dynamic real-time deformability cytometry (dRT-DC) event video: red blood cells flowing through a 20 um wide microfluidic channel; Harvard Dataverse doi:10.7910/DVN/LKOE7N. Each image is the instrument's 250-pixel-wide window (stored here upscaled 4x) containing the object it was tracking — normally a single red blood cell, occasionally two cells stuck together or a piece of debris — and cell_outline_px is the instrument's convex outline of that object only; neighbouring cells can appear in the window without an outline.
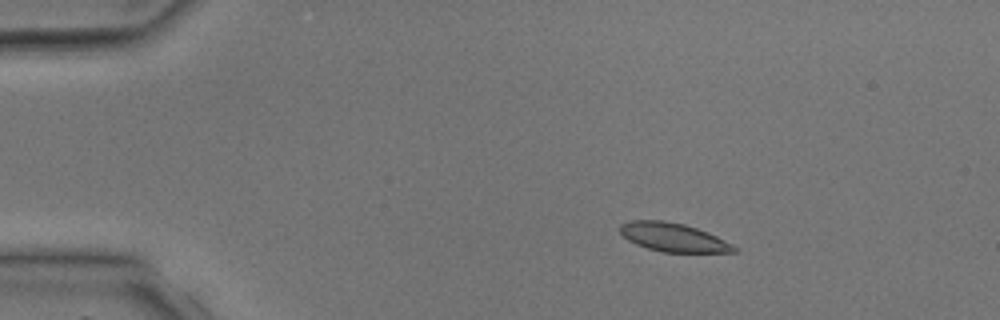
{"species": "common noctule bat (a hibernating species)", "species_latin": "Nyctalus noctula", "temperature_condition": "room temperature", "stored_images_in_passage": 5, "camera_frame_rate_fps": 3000, "um_per_image_px": 0.085, "animal": {"sex": "male", "body_mass_g": 17.9, "forearm_length_mm": 54.2}, "frame": {"image": 1, "passage_image": 3, "time_ms": 2.333, "image_size_px": [1000, 320], "cell_outline_px": [[740, 248], [736, 252], [660, 252], [636, 244], [628, 240], [620, 232], [620, 224], [628, 220], [664, 220], [684, 224], [708, 232]], "centroid_in_image_um": [57.22, 20.17], "position_along_channel_um": 27.8, "area_um2": 19.07}}
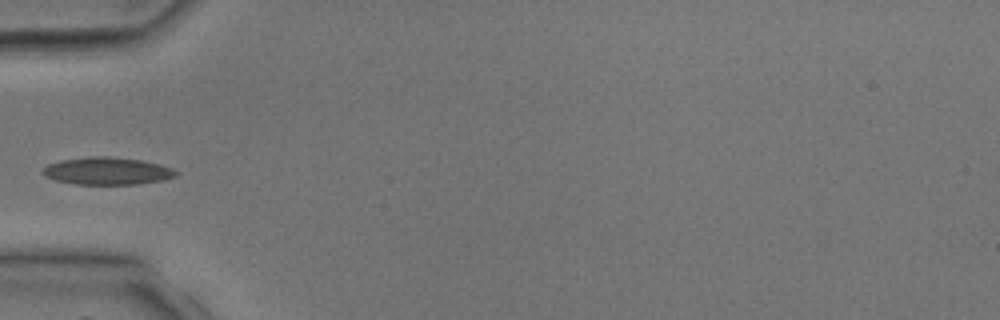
{"frame": {"image": 2, "passage_image": 5, "time_ms": 4.667, "image_size_px": [1000, 320], "cell_outline_px": [[180, 172], [176, 176], [164, 180], [136, 184], [76, 184], [56, 180], [44, 176], [40, 172], [48, 164], [60, 160], [88, 156], [108, 156], [140, 160], [160, 164], [172, 168]], "centroid_in_image_um": [9.11, 14.53], "position_along_channel_um": 75.9, "area_um2": 21.39}}